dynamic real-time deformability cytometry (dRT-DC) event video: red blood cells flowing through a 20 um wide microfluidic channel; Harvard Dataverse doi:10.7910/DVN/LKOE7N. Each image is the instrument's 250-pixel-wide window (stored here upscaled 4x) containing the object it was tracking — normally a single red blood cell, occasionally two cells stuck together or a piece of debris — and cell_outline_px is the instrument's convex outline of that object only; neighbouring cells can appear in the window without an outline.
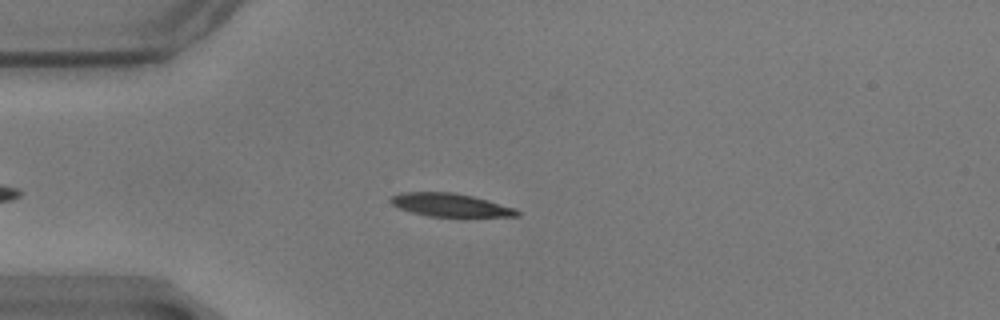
{"species": "common noctule bat (a hibernating species)", "species_latin": "Nyctalus noctula", "temperature_condition": "warm", "stored_images_in_passage": 46, "camera_frame_rate_fps": 3000, "um_per_image_px": 0.085, "animal": {"sex": "male", "body_mass_g": 17.9}, "frame": {"image": 1, "passage_image": 7, "time_ms": 2.0, "image_size_px": [1000, 320], "cell_outline_px": [[520, 216], [428, 216], [412, 212], [400, 208], [392, 204], [388, 200], [392, 196], [400, 192], [452, 192], [472, 196], [516, 208], [520, 212]], "centroid_in_image_um": [38.26, 17.41], "position_along_channel_um": 46.7, "area_um2": 16.88}}
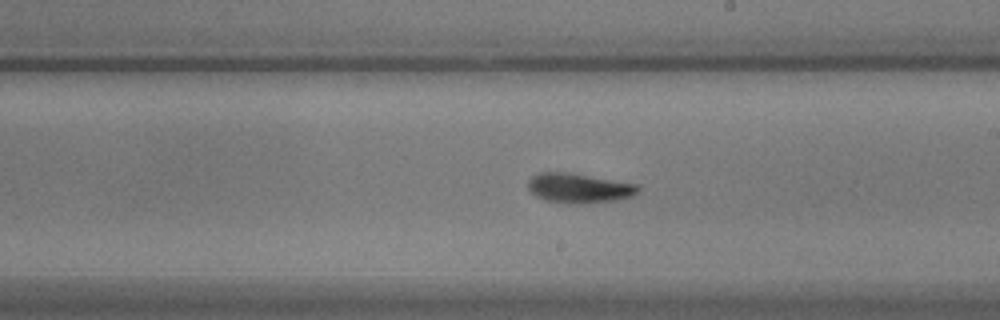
{"frame": {"image": 2, "passage_image": 25, "time_ms": 8.0, "image_size_px": [1000, 320], "cell_outline_px": [[640, 192], [632, 196], [616, 200], [580, 204], [568, 204], [544, 200], [536, 196], [528, 188], [528, 180], [532, 176], [540, 172], [568, 172], [636, 184], [640, 188]], "centroid_in_image_um": [49.2, 16.0], "position_along_channel_um": 239.8, "area_um2": 19.07}}
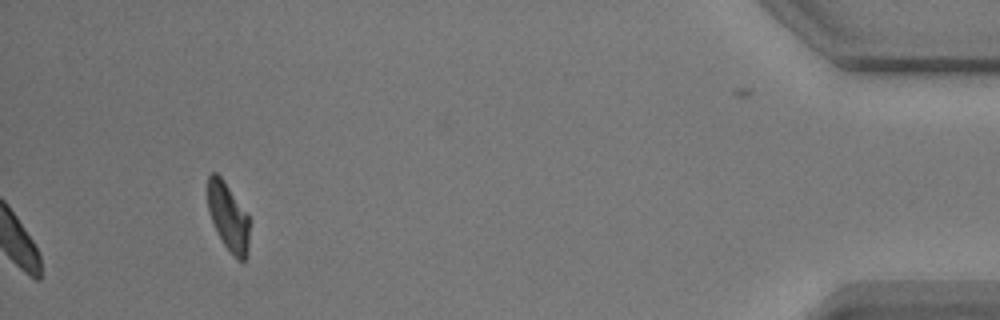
{"frame": {"image": 3, "passage_image": 46, "time_ms": 15.0, "image_size_px": [1000, 320], "cell_outline_px": [[248, 252], [244, 264], [236, 260], [224, 244], [212, 220], [208, 208], [208, 176], [212, 172], [216, 172], [224, 180], [248, 216]], "centroid_in_image_um": [19.41, 18.46], "position_along_channel_um": 415.8, "area_um2": 16.24}, "authors_computed_cell_mechanics": {"area_um2": 18.0336, "velocity_mm_per_s": 3.4764, "shape_relaxation_time_tau1_ms": 3.038, "shape_relaxation_time_tau2_ms": 3.6854, "deformation_change_tau1": 0.1392, "deformation_change_tau2": 0.0966}}